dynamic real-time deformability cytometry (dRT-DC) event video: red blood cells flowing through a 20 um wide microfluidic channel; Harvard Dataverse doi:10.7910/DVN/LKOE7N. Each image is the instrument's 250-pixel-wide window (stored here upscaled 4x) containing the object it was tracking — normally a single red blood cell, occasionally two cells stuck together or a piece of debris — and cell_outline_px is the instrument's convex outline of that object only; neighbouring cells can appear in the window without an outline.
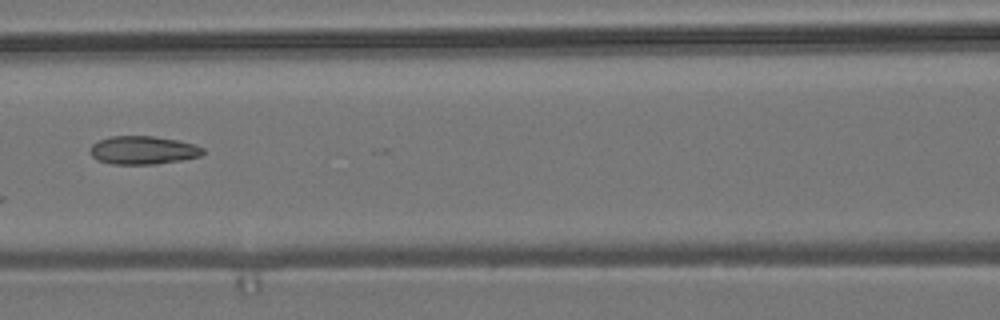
{"species": "common noctule bat (a hibernating species)", "species_latin": "Nyctalus noctula", "temperature_condition": "room temperature", "stored_images_in_passage": 5, "camera_frame_rate_fps": 3000, "um_per_image_px": 0.085, "animal": {"sex": "male", "body_mass_g": 19.2, "forearm_length_mm": 51.8}, "frame": {"image": 1, "passage_image": 4, "time_ms": 3.667, "image_size_px": [1000, 320], "cell_outline_px": [[204, 152], [200, 156], [180, 160], [156, 164], [112, 164], [96, 160], [92, 156], [92, 144], [100, 140], [112, 136], [152, 136], [176, 140], [196, 144], [204, 148]], "centroid_in_image_um": [12.18, 12.77], "position_along_channel_um": 154.4, "area_um2": 18.44}}
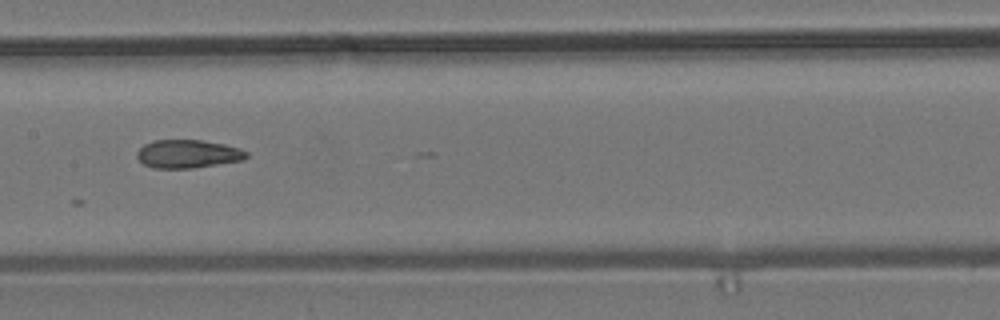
{"frame": {"image": 2, "passage_image": 5, "time_ms": 4.667, "image_size_px": [1000, 320], "cell_outline_px": [[248, 156], [240, 160], [192, 168], [152, 168], [144, 164], [136, 156], [136, 152], [144, 144], [152, 140], [200, 140], [224, 144], [240, 148], [248, 152]], "centroid_in_image_um": [15.93, 13.07], "position_along_channel_um": 191.5, "area_um2": 17.92}}